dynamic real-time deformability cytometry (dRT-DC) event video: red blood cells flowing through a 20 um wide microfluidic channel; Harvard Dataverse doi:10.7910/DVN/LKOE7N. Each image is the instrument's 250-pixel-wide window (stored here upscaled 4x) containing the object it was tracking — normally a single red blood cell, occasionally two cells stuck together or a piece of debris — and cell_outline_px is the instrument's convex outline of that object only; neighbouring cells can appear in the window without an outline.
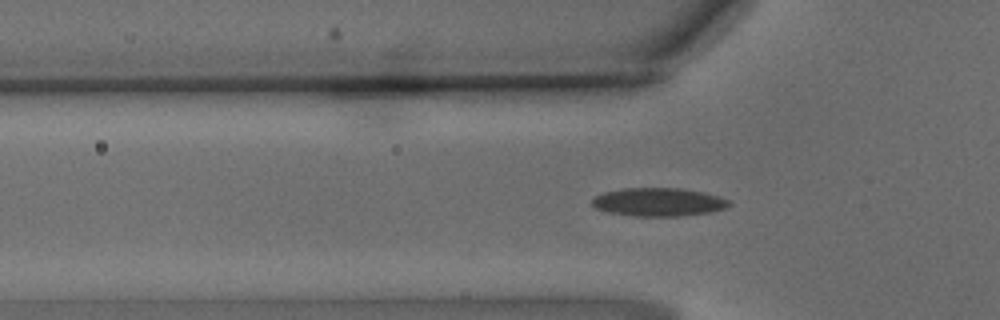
{"species": "common noctule bat (a hibernating species)", "species_latin": "Nyctalus noctula", "temperature_condition": "warm", "stored_images_in_passage": 3, "camera_frame_rate_fps": 3000, "um_per_image_px": 0.085, "animal": {"sex": "male", "body_mass_g": 15.6}, "frame": {"image": 1, "passage_image": 3, "time_ms": 0.667, "image_size_px": [1000, 320], "cell_outline_px": [[732, 204], [724, 208], [708, 212], [680, 216], [632, 216], [608, 212], [596, 208], [592, 204], [592, 200], [596, 196], [604, 192], [624, 188], [680, 188], [704, 192], [720, 196], [728, 200]], "centroid_in_image_um": [55.97, 17.17], "position_along_channel_um": 69.8, "area_um2": 22.54}}